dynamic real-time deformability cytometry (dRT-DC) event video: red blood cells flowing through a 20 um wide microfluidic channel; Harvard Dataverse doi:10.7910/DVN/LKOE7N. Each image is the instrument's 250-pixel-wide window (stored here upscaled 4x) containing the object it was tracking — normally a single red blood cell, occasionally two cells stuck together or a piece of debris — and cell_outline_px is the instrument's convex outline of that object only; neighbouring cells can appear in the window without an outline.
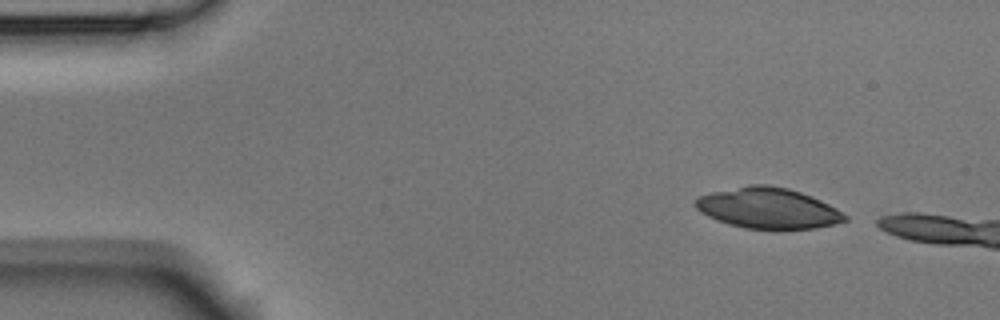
{"species": "Egyptian fruit bat (a non-hibernating species)", "species_latin": "Rousettus aegyptiacus", "temperature_condition": "room temperature", "stored_images_in_passage": 3, "camera_frame_rate_fps": 3000, "um_per_image_px": 0.085, "animal": {"sex": "male"}, "frame": {"image": 1, "passage_image": 1, "time_ms": 0.0, "image_size_px": [1000, 320], "cell_outline_px": [[848, 220], [816, 228], [776, 232], [744, 228], [728, 224], [716, 220], [700, 212], [692, 204], [692, 200], [696, 196], [712, 192], [752, 184], [768, 184], [788, 188], [800, 192], [820, 200], [836, 208], [848, 216]], "centroid_in_image_um": [65.25, 17.73], "position_along_channel_um": 19.7, "area_um2": 36.41}}